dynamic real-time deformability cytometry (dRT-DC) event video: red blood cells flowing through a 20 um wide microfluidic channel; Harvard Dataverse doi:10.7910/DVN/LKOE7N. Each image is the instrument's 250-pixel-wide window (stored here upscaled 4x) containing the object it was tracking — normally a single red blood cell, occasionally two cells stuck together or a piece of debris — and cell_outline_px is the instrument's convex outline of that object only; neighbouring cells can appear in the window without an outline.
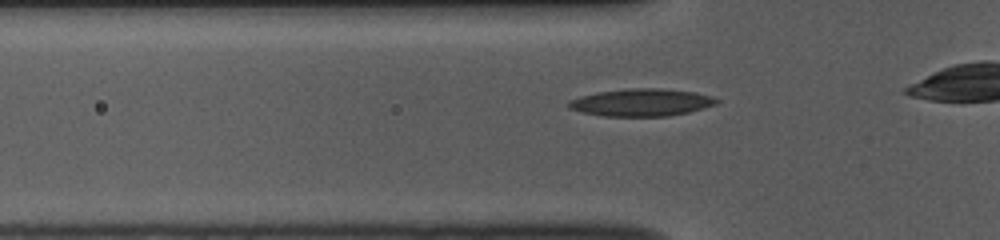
{"species": "common noctule bat (a hibernating species)", "species_latin": "Nyctalus noctula", "temperature_condition": "room temperature", "stored_images_in_passage": 25, "camera_frame_rate_fps": 3000, "um_per_image_px": 0.085, "animal": {"sex": "female", "body_mass_g": 10.0, "forearm_length_mm": 53.1}, "frame": {"image": 1, "passage_image": 6, "time_ms": 1.667, "image_size_px": [1000, 240], "cell_outline_px": [[720, 100], [716, 104], [704, 108], [688, 112], [668, 116], [604, 116], [584, 112], [568, 108], [564, 104], [568, 100], [580, 96], [596, 92], [628, 88], [660, 88], [696, 92], [712, 96]], "centroid_in_image_um": [54.5, 8.7], "position_along_channel_um": 71.3, "area_um2": 23.81}}
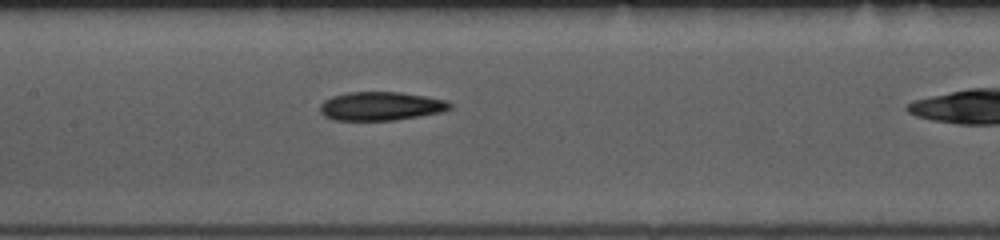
{"frame": {"image": 2, "passage_image": 14, "time_ms": 4.333, "image_size_px": [1000, 240], "cell_outline_px": [[452, 108], [440, 112], [396, 120], [332, 120], [324, 116], [320, 112], [320, 104], [324, 100], [332, 96], [348, 92], [400, 92], [448, 100], [452, 104]], "centroid_in_image_um": [32.35, 9.02], "position_along_channel_um": 175.0, "area_um2": 21.73}}
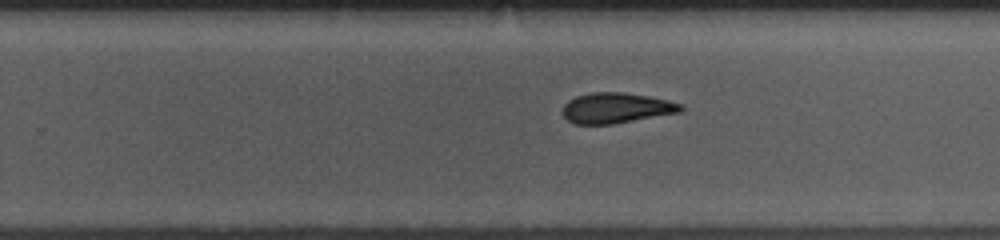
{"frame": {"image": 3, "passage_image": 22, "time_ms": 7.0, "image_size_px": [1000, 240], "cell_outline_px": [[684, 108], [680, 112], [612, 124], [576, 124], [568, 120], [564, 116], [564, 104], [568, 100], [576, 96], [592, 92], [624, 92], [648, 96], [668, 100], [680, 104]], "centroid_in_image_um": [52.37, 9.17], "position_along_channel_um": 277.4, "area_um2": 20.75}}